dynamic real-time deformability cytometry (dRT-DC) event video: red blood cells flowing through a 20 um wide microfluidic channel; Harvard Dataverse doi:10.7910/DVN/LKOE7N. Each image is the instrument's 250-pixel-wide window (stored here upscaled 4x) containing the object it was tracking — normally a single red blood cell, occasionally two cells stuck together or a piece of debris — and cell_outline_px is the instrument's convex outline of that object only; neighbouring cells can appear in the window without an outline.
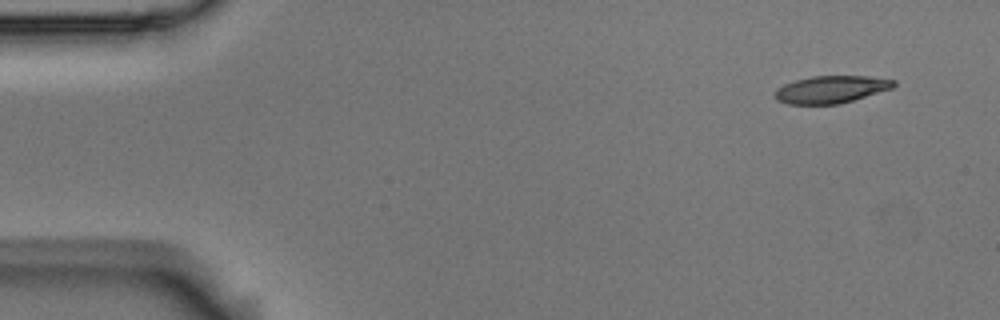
{"species": "Egyptian fruit bat (a non-hibernating species)", "species_latin": "Rousettus aegyptiacus", "temperature_condition": "room temperature", "stored_images_in_passage": 8, "camera_frame_rate_fps": 3000, "um_per_image_px": 0.085, "animal": {"sex": "male"}, "frame": {"image": 1, "passage_image": 1, "time_ms": 0.0, "image_size_px": [1000, 320], "cell_outline_px": [[896, 84], [892, 88], [840, 104], [788, 104], [776, 100], [776, 88], [784, 84], [796, 80], [812, 76], [868, 76], [896, 80]], "centroid_in_image_um": [70.64, 7.6], "position_along_channel_um": 14.4, "area_um2": 18.84}}
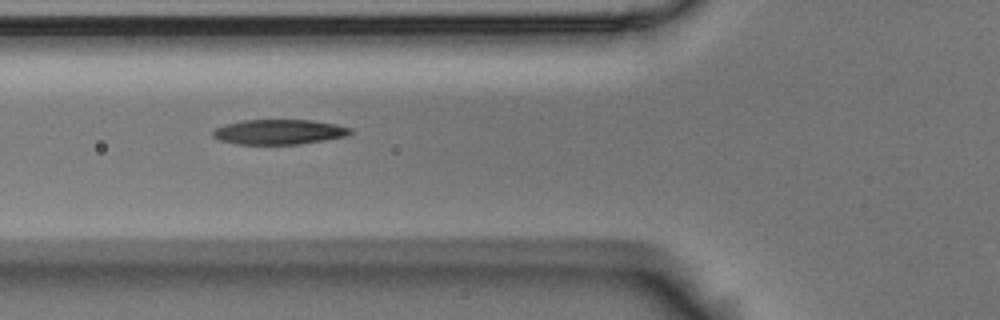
{"frame": {"image": 2, "passage_image": 5, "time_ms": 1.333, "image_size_px": [1000, 320], "cell_outline_px": [[352, 132], [348, 136], [300, 144], [236, 144], [220, 140], [212, 136], [212, 132], [216, 128], [224, 124], [240, 120], [312, 120], [336, 124], [352, 128]], "centroid_in_image_um": [23.72, 11.21], "position_along_channel_um": 102.1, "area_um2": 20.11}}
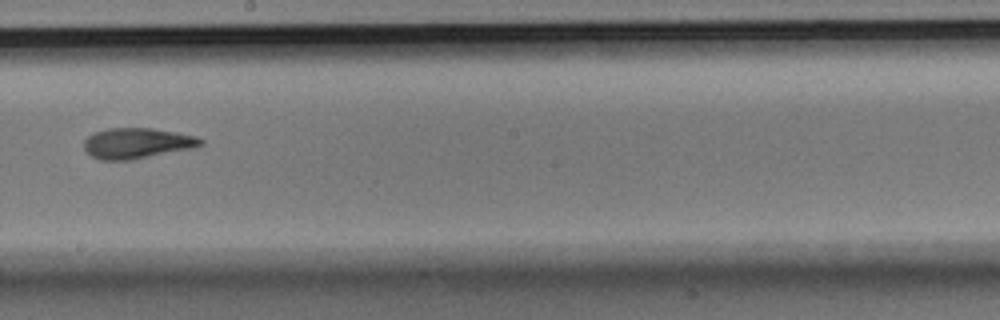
{"frame": {"image": 3, "passage_image": 8, "time_ms": 2.333, "image_size_px": [1000, 320], "cell_outline_px": [[204, 144], [196, 148], [132, 160], [100, 160], [92, 156], [84, 148], [84, 140], [92, 132], [108, 128], [152, 128], [176, 132], [196, 136], [204, 140]], "centroid_in_image_um": [11.68, 12.17], "position_along_channel_um": 236.5, "area_um2": 21.1}}